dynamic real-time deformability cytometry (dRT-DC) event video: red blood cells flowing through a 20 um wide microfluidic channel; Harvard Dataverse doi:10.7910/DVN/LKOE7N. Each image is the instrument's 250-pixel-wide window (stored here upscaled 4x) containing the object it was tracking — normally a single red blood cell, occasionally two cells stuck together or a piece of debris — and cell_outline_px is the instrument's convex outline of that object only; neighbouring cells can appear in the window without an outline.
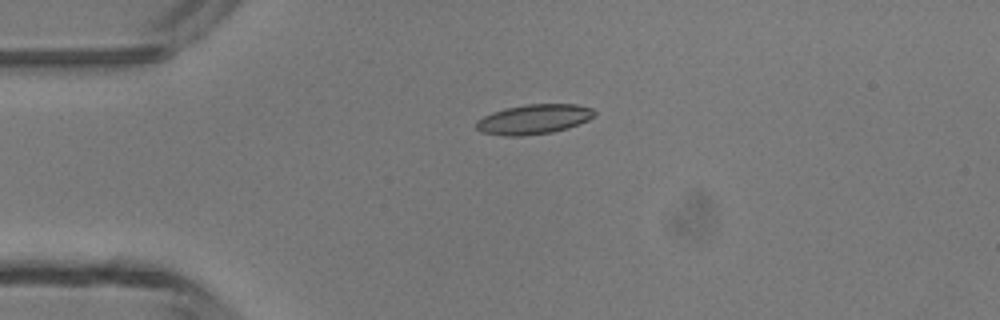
{"species": "common noctule bat (a hibernating species)", "species_latin": "Nyctalus noctula", "temperature_condition": "room temperature", "stored_images_in_passage": 6, "camera_frame_rate_fps": 3000, "um_per_image_px": 0.085, "animal": {"sex": "male", "body_mass_g": 13.3}, "frame": {"image": 1, "passage_image": 3, "time_ms": 3.333, "image_size_px": [1000, 320], "cell_outline_px": [[596, 112], [588, 120], [568, 128], [552, 132], [520, 136], [504, 136], [480, 132], [476, 128], [476, 120], [492, 112], [504, 108], [528, 104], [576, 104], [592, 108]], "centroid_in_image_um": [45.34, 10.13], "position_along_channel_um": 39.7, "area_um2": 20.52}}
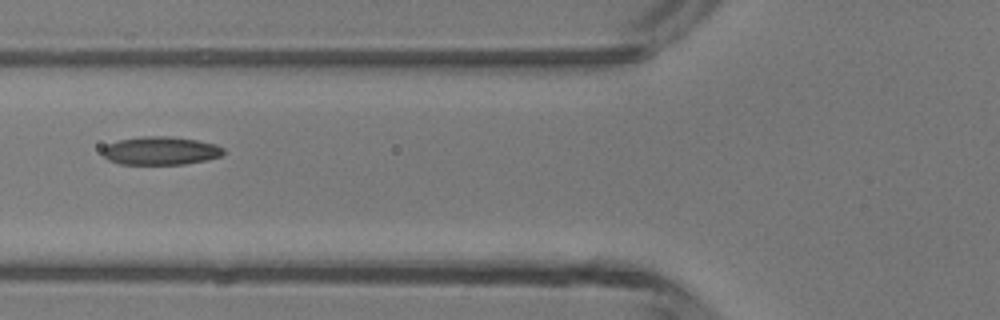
{"frame": {"image": 2, "passage_image": 5, "time_ms": 5.667, "image_size_px": [1000, 320], "cell_outline_px": [[224, 152], [220, 156], [204, 160], [184, 164], [120, 164], [108, 160], [100, 152], [108, 144], [120, 140], [144, 136], [172, 136], [196, 140], [216, 144], [224, 148]], "centroid_in_image_um": [13.64, 12.81], "position_along_channel_um": 112.2, "area_um2": 19.83}}
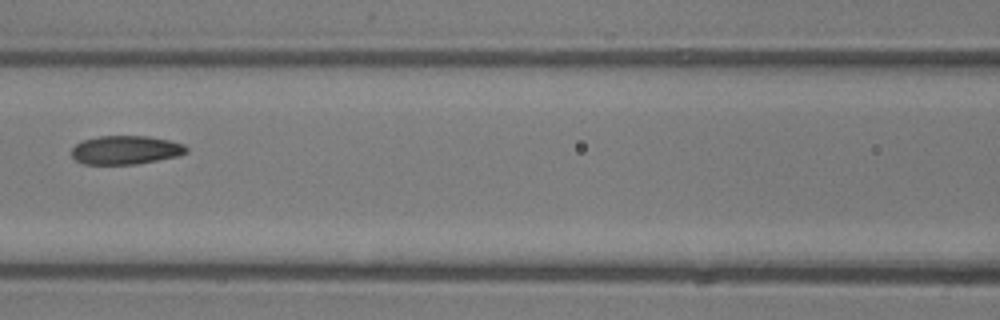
{"frame": {"image": 3, "passage_image": 6, "time_ms": 6.667, "image_size_px": [1000, 320], "cell_outline_px": [[188, 152], [176, 156], [136, 164], [84, 164], [76, 160], [72, 156], [72, 148], [76, 144], [84, 140], [100, 136], [148, 136], [168, 140], [184, 144], [188, 148]], "centroid_in_image_um": [10.68, 12.75], "position_along_channel_um": 155.9, "area_um2": 19.02}}